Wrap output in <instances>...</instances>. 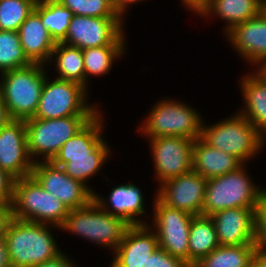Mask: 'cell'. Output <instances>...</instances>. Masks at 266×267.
I'll use <instances>...</instances> for the list:
<instances>
[{"instance_id": "37", "label": "cell", "mask_w": 266, "mask_h": 267, "mask_svg": "<svg viewBox=\"0 0 266 267\" xmlns=\"http://www.w3.org/2000/svg\"><path fill=\"white\" fill-rule=\"evenodd\" d=\"M58 256L53 259L47 260L41 264H37L34 267H79V265L62 250Z\"/></svg>"}, {"instance_id": "21", "label": "cell", "mask_w": 266, "mask_h": 267, "mask_svg": "<svg viewBox=\"0 0 266 267\" xmlns=\"http://www.w3.org/2000/svg\"><path fill=\"white\" fill-rule=\"evenodd\" d=\"M18 34L24 55L31 63L47 65L55 48V41L42 24L40 16L33 10L20 25Z\"/></svg>"}, {"instance_id": "24", "label": "cell", "mask_w": 266, "mask_h": 267, "mask_svg": "<svg viewBox=\"0 0 266 267\" xmlns=\"http://www.w3.org/2000/svg\"><path fill=\"white\" fill-rule=\"evenodd\" d=\"M263 6L264 0H209L199 17H220L226 23L223 27L225 35L233 26L261 14Z\"/></svg>"}, {"instance_id": "35", "label": "cell", "mask_w": 266, "mask_h": 267, "mask_svg": "<svg viewBox=\"0 0 266 267\" xmlns=\"http://www.w3.org/2000/svg\"><path fill=\"white\" fill-rule=\"evenodd\" d=\"M146 267H192L185 260L174 257L158 247L149 257Z\"/></svg>"}, {"instance_id": "43", "label": "cell", "mask_w": 266, "mask_h": 267, "mask_svg": "<svg viewBox=\"0 0 266 267\" xmlns=\"http://www.w3.org/2000/svg\"><path fill=\"white\" fill-rule=\"evenodd\" d=\"M10 120H12L8 114L5 103L0 94V129L6 125Z\"/></svg>"}, {"instance_id": "23", "label": "cell", "mask_w": 266, "mask_h": 267, "mask_svg": "<svg viewBox=\"0 0 266 267\" xmlns=\"http://www.w3.org/2000/svg\"><path fill=\"white\" fill-rule=\"evenodd\" d=\"M102 114L100 110L78 133L64 143L51 162L61 167L68 162V157L90 156V152L104 139L106 122Z\"/></svg>"}, {"instance_id": "42", "label": "cell", "mask_w": 266, "mask_h": 267, "mask_svg": "<svg viewBox=\"0 0 266 267\" xmlns=\"http://www.w3.org/2000/svg\"><path fill=\"white\" fill-rule=\"evenodd\" d=\"M252 267H266V252L256 249L252 259Z\"/></svg>"}, {"instance_id": "34", "label": "cell", "mask_w": 266, "mask_h": 267, "mask_svg": "<svg viewBox=\"0 0 266 267\" xmlns=\"http://www.w3.org/2000/svg\"><path fill=\"white\" fill-rule=\"evenodd\" d=\"M255 246L266 252V196L255 210Z\"/></svg>"}, {"instance_id": "29", "label": "cell", "mask_w": 266, "mask_h": 267, "mask_svg": "<svg viewBox=\"0 0 266 267\" xmlns=\"http://www.w3.org/2000/svg\"><path fill=\"white\" fill-rule=\"evenodd\" d=\"M34 11L40 16L43 26L55 43L62 42L69 29L74 14L58 0H41L36 2Z\"/></svg>"}, {"instance_id": "27", "label": "cell", "mask_w": 266, "mask_h": 267, "mask_svg": "<svg viewBox=\"0 0 266 267\" xmlns=\"http://www.w3.org/2000/svg\"><path fill=\"white\" fill-rule=\"evenodd\" d=\"M53 62L57 70L55 78L74 81L85 87L83 51L80 48L63 42L56 43L48 63L53 66Z\"/></svg>"}, {"instance_id": "46", "label": "cell", "mask_w": 266, "mask_h": 267, "mask_svg": "<svg viewBox=\"0 0 266 267\" xmlns=\"http://www.w3.org/2000/svg\"><path fill=\"white\" fill-rule=\"evenodd\" d=\"M263 11H264V13L266 14V0H264Z\"/></svg>"}, {"instance_id": "9", "label": "cell", "mask_w": 266, "mask_h": 267, "mask_svg": "<svg viewBox=\"0 0 266 267\" xmlns=\"http://www.w3.org/2000/svg\"><path fill=\"white\" fill-rule=\"evenodd\" d=\"M93 117L71 116L59 119L29 118L24 120L27 149L31 160L34 163L51 161L63 144L78 133Z\"/></svg>"}, {"instance_id": "36", "label": "cell", "mask_w": 266, "mask_h": 267, "mask_svg": "<svg viewBox=\"0 0 266 267\" xmlns=\"http://www.w3.org/2000/svg\"><path fill=\"white\" fill-rule=\"evenodd\" d=\"M15 179L0 169V203L12 202Z\"/></svg>"}, {"instance_id": "33", "label": "cell", "mask_w": 266, "mask_h": 267, "mask_svg": "<svg viewBox=\"0 0 266 267\" xmlns=\"http://www.w3.org/2000/svg\"><path fill=\"white\" fill-rule=\"evenodd\" d=\"M74 15L89 17H121L109 0H58Z\"/></svg>"}, {"instance_id": "13", "label": "cell", "mask_w": 266, "mask_h": 267, "mask_svg": "<svg viewBox=\"0 0 266 267\" xmlns=\"http://www.w3.org/2000/svg\"><path fill=\"white\" fill-rule=\"evenodd\" d=\"M31 175L68 210L87 206L94 198V193L86 185L72 179L60 166L54 165L51 161L35 162Z\"/></svg>"}, {"instance_id": "1", "label": "cell", "mask_w": 266, "mask_h": 267, "mask_svg": "<svg viewBox=\"0 0 266 267\" xmlns=\"http://www.w3.org/2000/svg\"><path fill=\"white\" fill-rule=\"evenodd\" d=\"M53 228L60 229L13 217L5 234L11 267H34L58 256L62 251Z\"/></svg>"}, {"instance_id": "7", "label": "cell", "mask_w": 266, "mask_h": 267, "mask_svg": "<svg viewBox=\"0 0 266 267\" xmlns=\"http://www.w3.org/2000/svg\"><path fill=\"white\" fill-rule=\"evenodd\" d=\"M11 204L14 218L59 228L69 212L67 207L45 191L32 175L14 181Z\"/></svg>"}, {"instance_id": "31", "label": "cell", "mask_w": 266, "mask_h": 267, "mask_svg": "<svg viewBox=\"0 0 266 267\" xmlns=\"http://www.w3.org/2000/svg\"><path fill=\"white\" fill-rule=\"evenodd\" d=\"M30 64L24 55L18 32L0 30V75Z\"/></svg>"}, {"instance_id": "18", "label": "cell", "mask_w": 266, "mask_h": 267, "mask_svg": "<svg viewBox=\"0 0 266 267\" xmlns=\"http://www.w3.org/2000/svg\"><path fill=\"white\" fill-rule=\"evenodd\" d=\"M255 210L229 208L211 215L219 246L255 245Z\"/></svg>"}, {"instance_id": "41", "label": "cell", "mask_w": 266, "mask_h": 267, "mask_svg": "<svg viewBox=\"0 0 266 267\" xmlns=\"http://www.w3.org/2000/svg\"><path fill=\"white\" fill-rule=\"evenodd\" d=\"M0 267H11L8 247L5 238L0 239Z\"/></svg>"}, {"instance_id": "8", "label": "cell", "mask_w": 266, "mask_h": 267, "mask_svg": "<svg viewBox=\"0 0 266 267\" xmlns=\"http://www.w3.org/2000/svg\"><path fill=\"white\" fill-rule=\"evenodd\" d=\"M48 76L47 73L36 113L32 118L95 116L102 110L98 108V103L92 104L88 101L89 90L86 87L74 81L50 79Z\"/></svg>"}, {"instance_id": "25", "label": "cell", "mask_w": 266, "mask_h": 267, "mask_svg": "<svg viewBox=\"0 0 266 267\" xmlns=\"http://www.w3.org/2000/svg\"><path fill=\"white\" fill-rule=\"evenodd\" d=\"M107 143L103 139L90 152V156L68 157V162L64 163L61 168L72 179L82 182L94 193V189L89 186L88 182L91 178L101 173L100 169L105 162L107 163L109 156H112V148Z\"/></svg>"}, {"instance_id": "4", "label": "cell", "mask_w": 266, "mask_h": 267, "mask_svg": "<svg viewBox=\"0 0 266 267\" xmlns=\"http://www.w3.org/2000/svg\"><path fill=\"white\" fill-rule=\"evenodd\" d=\"M129 226L123 218L106 212L92 200L87 206L69 210L60 230L89 240L103 249L109 248L113 253Z\"/></svg>"}, {"instance_id": "44", "label": "cell", "mask_w": 266, "mask_h": 267, "mask_svg": "<svg viewBox=\"0 0 266 267\" xmlns=\"http://www.w3.org/2000/svg\"><path fill=\"white\" fill-rule=\"evenodd\" d=\"M260 76H262L266 80V59L262 61L256 68L254 69Z\"/></svg>"}, {"instance_id": "3", "label": "cell", "mask_w": 266, "mask_h": 267, "mask_svg": "<svg viewBox=\"0 0 266 267\" xmlns=\"http://www.w3.org/2000/svg\"><path fill=\"white\" fill-rule=\"evenodd\" d=\"M183 102L176 98L158 100L137 126L140 136L148 139L168 136L191 140L200 138L203 118L197 112L199 110Z\"/></svg>"}, {"instance_id": "10", "label": "cell", "mask_w": 266, "mask_h": 267, "mask_svg": "<svg viewBox=\"0 0 266 267\" xmlns=\"http://www.w3.org/2000/svg\"><path fill=\"white\" fill-rule=\"evenodd\" d=\"M153 216L147 223L156 233L159 247L189 263V229L193 215L153 199Z\"/></svg>"}, {"instance_id": "19", "label": "cell", "mask_w": 266, "mask_h": 267, "mask_svg": "<svg viewBox=\"0 0 266 267\" xmlns=\"http://www.w3.org/2000/svg\"><path fill=\"white\" fill-rule=\"evenodd\" d=\"M141 190L143 189L134 183H122L112 187L108 198H104L105 196L95 191L93 200L103 210L123 218L130 225L147 224L149 221L144 220V218L151 215H148L145 210L146 208L143 205L145 197ZM142 216L144 217L142 218Z\"/></svg>"}, {"instance_id": "40", "label": "cell", "mask_w": 266, "mask_h": 267, "mask_svg": "<svg viewBox=\"0 0 266 267\" xmlns=\"http://www.w3.org/2000/svg\"><path fill=\"white\" fill-rule=\"evenodd\" d=\"M111 2V5L114 7V9L117 11V13L124 18L128 12V9L130 8L129 5L132 6V4L140 3L145 0H109Z\"/></svg>"}, {"instance_id": "26", "label": "cell", "mask_w": 266, "mask_h": 267, "mask_svg": "<svg viewBox=\"0 0 266 267\" xmlns=\"http://www.w3.org/2000/svg\"><path fill=\"white\" fill-rule=\"evenodd\" d=\"M219 246L214 221L210 216H193L189 229V264L193 267Z\"/></svg>"}, {"instance_id": "38", "label": "cell", "mask_w": 266, "mask_h": 267, "mask_svg": "<svg viewBox=\"0 0 266 267\" xmlns=\"http://www.w3.org/2000/svg\"><path fill=\"white\" fill-rule=\"evenodd\" d=\"M13 219L11 202L0 203V239L5 238L8 224Z\"/></svg>"}, {"instance_id": "12", "label": "cell", "mask_w": 266, "mask_h": 267, "mask_svg": "<svg viewBox=\"0 0 266 267\" xmlns=\"http://www.w3.org/2000/svg\"><path fill=\"white\" fill-rule=\"evenodd\" d=\"M194 141L172 136L148 139L158 185L192 170Z\"/></svg>"}, {"instance_id": "14", "label": "cell", "mask_w": 266, "mask_h": 267, "mask_svg": "<svg viewBox=\"0 0 266 267\" xmlns=\"http://www.w3.org/2000/svg\"><path fill=\"white\" fill-rule=\"evenodd\" d=\"M206 185L207 179L191 170L161 183L153 195L169 207L199 216L202 215Z\"/></svg>"}, {"instance_id": "17", "label": "cell", "mask_w": 266, "mask_h": 267, "mask_svg": "<svg viewBox=\"0 0 266 267\" xmlns=\"http://www.w3.org/2000/svg\"><path fill=\"white\" fill-rule=\"evenodd\" d=\"M159 247L157 235L148 224L130 225L109 267H146L148 257Z\"/></svg>"}, {"instance_id": "2", "label": "cell", "mask_w": 266, "mask_h": 267, "mask_svg": "<svg viewBox=\"0 0 266 267\" xmlns=\"http://www.w3.org/2000/svg\"><path fill=\"white\" fill-rule=\"evenodd\" d=\"M246 168L247 164H243L235 171L207 179L203 216H211L229 208L258 207L266 196V188L255 184Z\"/></svg>"}, {"instance_id": "39", "label": "cell", "mask_w": 266, "mask_h": 267, "mask_svg": "<svg viewBox=\"0 0 266 267\" xmlns=\"http://www.w3.org/2000/svg\"><path fill=\"white\" fill-rule=\"evenodd\" d=\"M182 5L185 6L186 10L192 11L194 15H200L206 8L209 3V0H180Z\"/></svg>"}, {"instance_id": "15", "label": "cell", "mask_w": 266, "mask_h": 267, "mask_svg": "<svg viewBox=\"0 0 266 267\" xmlns=\"http://www.w3.org/2000/svg\"><path fill=\"white\" fill-rule=\"evenodd\" d=\"M34 162L27 149L24 120H10L0 129V169L15 180L29 176Z\"/></svg>"}, {"instance_id": "16", "label": "cell", "mask_w": 266, "mask_h": 267, "mask_svg": "<svg viewBox=\"0 0 266 267\" xmlns=\"http://www.w3.org/2000/svg\"><path fill=\"white\" fill-rule=\"evenodd\" d=\"M224 35L230 46L244 62L253 68L266 59V14L264 11L233 26Z\"/></svg>"}, {"instance_id": "6", "label": "cell", "mask_w": 266, "mask_h": 267, "mask_svg": "<svg viewBox=\"0 0 266 267\" xmlns=\"http://www.w3.org/2000/svg\"><path fill=\"white\" fill-rule=\"evenodd\" d=\"M45 67L31 63L0 75V94L11 119L34 117L48 73Z\"/></svg>"}, {"instance_id": "32", "label": "cell", "mask_w": 266, "mask_h": 267, "mask_svg": "<svg viewBox=\"0 0 266 267\" xmlns=\"http://www.w3.org/2000/svg\"><path fill=\"white\" fill-rule=\"evenodd\" d=\"M35 0H0V30L18 32L20 25L31 14Z\"/></svg>"}, {"instance_id": "5", "label": "cell", "mask_w": 266, "mask_h": 267, "mask_svg": "<svg viewBox=\"0 0 266 267\" xmlns=\"http://www.w3.org/2000/svg\"><path fill=\"white\" fill-rule=\"evenodd\" d=\"M235 112L215 124L207 125L203 120L200 138L209 146L248 164L250 159L263 153L262 134L241 113Z\"/></svg>"}, {"instance_id": "28", "label": "cell", "mask_w": 266, "mask_h": 267, "mask_svg": "<svg viewBox=\"0 0 266 267\" xmlns=\"http://www.w3.org/2000/svg\"><path fill=\"white\" fill-rule=\"evenodd\" d=\"M127 44H110L107 46L83 49V60L85 67V87L89 90L90 77H101L109 74L113 64L121 56L127 54ZM89 83V84H88Z\"/></svg>"}, {"instance_id": "45", "label": "cell", "mask_w": 266, "mask_h": 267, "mask_svg": "<svg viewBox=\"0 0 266 267\" xmlns=\"http://www.w3.org/2000/svg\"><path fill=\"white\" fill-rule=\"evenodd\" d=\"M265 144H266V132L262 135V148L263 149L264 147H266Z\"/></svg>"}, {"instance_id": "20", "label": "cell", "mask_w": 266, "mask_h": 267, "mask_svg": "<svg viewBox=\"0 0 266 267\" xmlns=\"http://www.w3.org/2000/svg\"><path fill=\"white\" fill-rule=\"evenodd\" d=\"M238 81L243 108L241 113L262 135L266 132V80L256 71L249 72ZM240 85V86H239Z\"/></svg>"}, {"instance_id": "30", "label": "cell", "mask_w": 266, "mask_h": 267, "mask_svg": "<svg viewBox=\"0 0 266 267\" xmlns=\"http://www.w3.org/2000/svg\"><path fill=\"white\" fill-rule=\"evenodd\" d=\"M255 245L218 246L193 267H252Z\"/></svg>"}, {"instance_id": "11", "label": "cell", "mask_w": 266, "mask_h": 267, "mask_svg": "<svg viewBox=\"0 0 266 267\" xmlns=\"http://www.w3.org/2000/svg\"><path fill=\"white\" fill-rule=\"evenodd\" d=\"M124 21L126 20L122 17L74 15L62 42L81 50L110 44H127Z\"/></svg>"}, {"instance_id": "22", "label": "cell", "mask_w": 266, "mask_h": 267, "mask_svg": "<svg viewBox=\"0 0 266 267\" xmlns=\"http://www.w3.org/2000/svg\"><path fill=\"white\" fill-rule=\"evenodd\" d=\"M192 170L205 179L237 170L243 163L235 156L220 151L197 138L193 145Z\"/></svg>"}]
</instances>
